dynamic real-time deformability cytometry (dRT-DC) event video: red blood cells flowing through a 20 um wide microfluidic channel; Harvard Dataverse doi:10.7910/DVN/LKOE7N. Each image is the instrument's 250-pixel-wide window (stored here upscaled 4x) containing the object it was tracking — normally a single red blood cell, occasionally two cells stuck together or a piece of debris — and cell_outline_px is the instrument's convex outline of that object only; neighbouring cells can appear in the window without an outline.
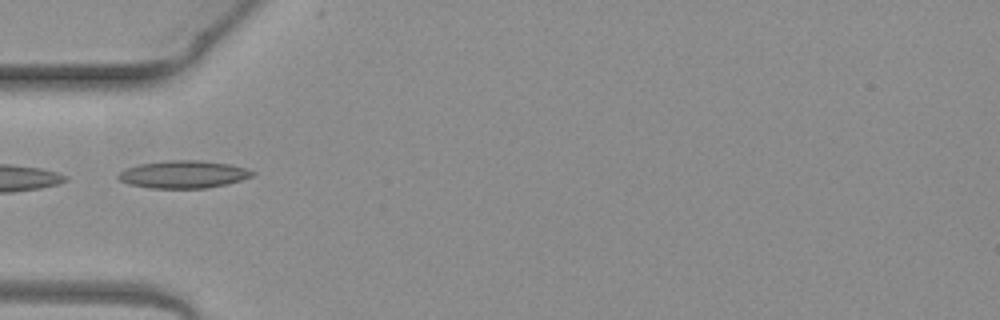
{"species": "common noctule bat (a hibernating species)", "species_latin": "Nyctalus noctula", "temperature_condition": "warm", "stored_images_in_passage": 7, "camera_frame_rate_fps": 3000, "um_per_image_px": 0.085, "animal": {"sex": "female", "body_mass_g": 19.3, "forearm_length_mm": 54.1}, "frame": {"image": 1, "passage_image": 6, "time_ms": 1.667, "image_size_px": [1000, 320], "cell_outline_px": [[256, 172], [252, 176], [228, 184], [204, 188], [152, 188], [128, 184], [120, 180], [116, 176], [120, 172], [128, 168], [140, 164], [172, 160], [200, 160], [228, 164], [244, 168]], "centroid_in_image_um": [15.59, 14.82], "position_along_channel_um": 69.4, "area_um2": 21.27}}
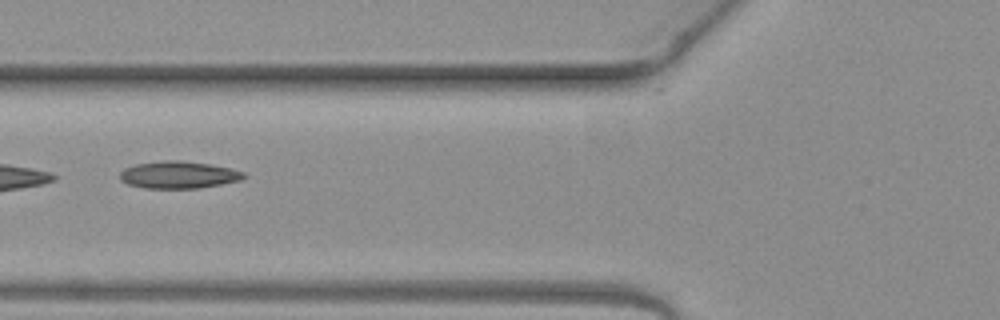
{"frame": {"image": 2, "passage_image": 7, "time_ms": 2.0, "image_size_px": [1000, 320], "cell_outline_px": [[248, 176], [240, 180], [220, 184], [196, 188], [144, 188], [128, 184], [120, 180], [120, 172], [124, 168], [136, 164], [164, 160], [180, 160], [208, 164], [228, 168], [244, 172]], "centroid_in_image_um": [15.15, 14.86], "position_along_channel_um": 110.7, "area_um2": 19.48}}